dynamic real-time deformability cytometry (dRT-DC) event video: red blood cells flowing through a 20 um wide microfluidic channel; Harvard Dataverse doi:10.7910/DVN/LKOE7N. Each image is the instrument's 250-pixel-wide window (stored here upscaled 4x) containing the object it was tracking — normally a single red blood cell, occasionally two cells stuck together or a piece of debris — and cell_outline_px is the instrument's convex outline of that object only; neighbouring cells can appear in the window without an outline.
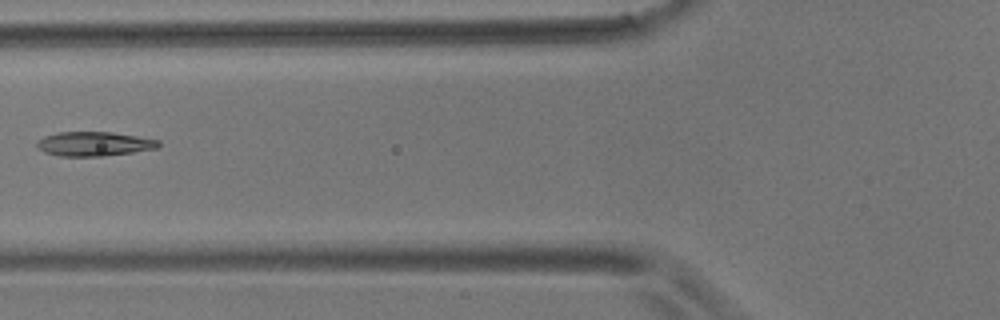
{"species": "common noctule bat (a hibernating species)", "species_latin": "Nyctalus noctula", "temperature_condition": "room temperature", "stored_images_in_passage": 5, "camera_frame_rate_fps": 3000, "um_per_image_px": 0.085, "animal": {"sex": "male", "body_mass_g": 17.9}, "frame": {"image": 1, "passage_image": 4, "time_ms": 3.667, "image_size_px": [1000, 320], "cell_outline_px": [[160, 144], [156, 148], [132, 152], [104, 156], [60, 156], [44, 152], [36, 144], [44, 136], [60, 132], [112, 132], [160, 140]], "centroid_in_image_um": [8.01, 12.23], "position_along_channel_um": 117.8, "area_um2": 16.99}}
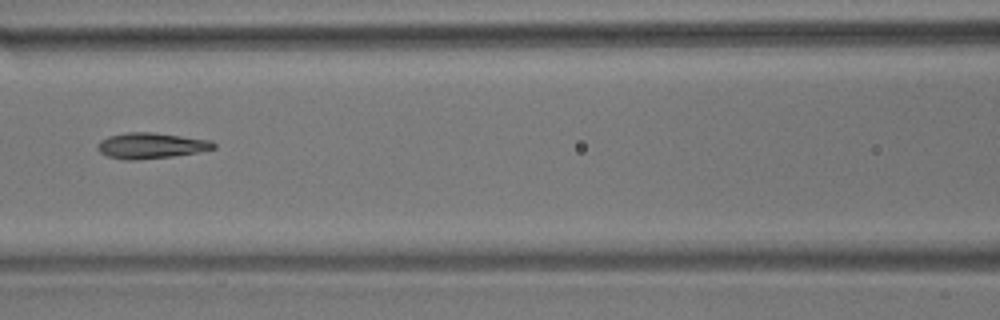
{"frame": {"image": 2, "passage_image": 5, "time_ms": 4.667, "image_size_px": [1000, 320], "cell_outline_px": [[216, 148], [196, 152], [172, 156], [136, 160], [124, 160], [108, 156], [100, 152], [96, 148], [96, 144], [100, 140], [108, 136], [124, 132], [152, 132], [212, 140], [216, 144]], "centroid_in_image_um": [12.8, 12.37], "position_along_channel_um": 153.8, "area_um2": 17.51}}